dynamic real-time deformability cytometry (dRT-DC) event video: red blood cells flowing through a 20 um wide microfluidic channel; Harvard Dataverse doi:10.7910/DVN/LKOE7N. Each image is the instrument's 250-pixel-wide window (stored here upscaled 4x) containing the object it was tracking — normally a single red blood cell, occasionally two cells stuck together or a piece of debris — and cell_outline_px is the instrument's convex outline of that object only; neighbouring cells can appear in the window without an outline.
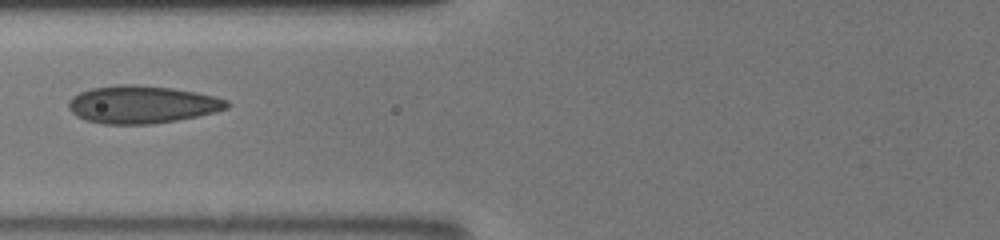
{"species": "human", "species_latin": "Homo sapiens", "temperature_condition": "room temperature", "stored_images_in_passage": 16, "segment_of_instrument_passage": [2, 2], "camera_frame_rate_fps": 3000, "um_per_image_px": 0.085, "donor": {"sex": "male"}, "frame": {"image": 1, "passage_image": 14, "time_ms": 8.333, "image_size_px": [1000, 240], "cell_outline_px": [[232, 104], [228, 108], [216, 112], [176, 120], [152, 124], [104, 124], [84, 120], [76, 116], [68, 108], [68, 100], [72, 96], [80, 92], [92, 88], [120, 84], [136, 84], [172, 88], [196, 92], [228, 100]], "centroid_in_image_um": [12.05, 8.88], "position_along_channel_um": 113.7, "area_um2": 34.91}}